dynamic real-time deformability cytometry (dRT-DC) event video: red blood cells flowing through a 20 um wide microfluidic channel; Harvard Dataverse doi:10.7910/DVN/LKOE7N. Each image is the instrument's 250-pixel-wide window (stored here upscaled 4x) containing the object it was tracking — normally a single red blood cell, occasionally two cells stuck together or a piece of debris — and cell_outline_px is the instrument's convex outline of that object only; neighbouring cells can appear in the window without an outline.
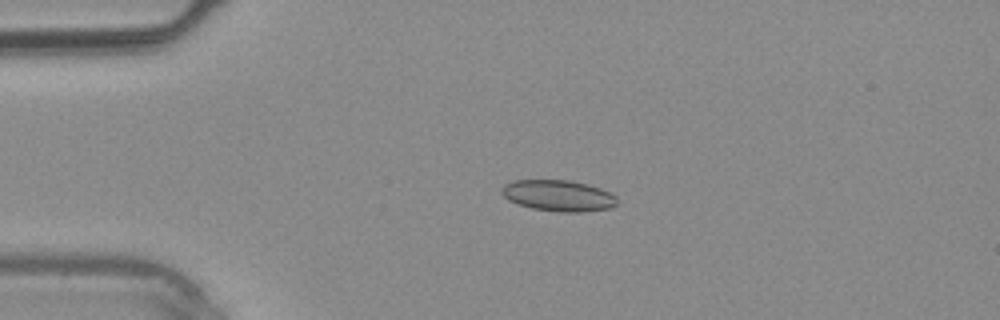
{"species": "common noctule bat (a hibernating species)", "species_latin": "Nyctalus noctula", "temperature_condition": "warm", "stored_images_in_passage": 2, "camera_frame_rate_fps": 3000, "um_per_image_px": 0.085, "animal": {"sex": "male", "body_mass_g": 20.4}, "frame": {"image": 1, "passage_image": 1, "time_ms": 0.0, "image_size_px": [1000, 320], "cell_outline_px": [[616, 204], [612, 208], [580, 212], [560, 212], [532, 208], [508, 200], [500, 192], [500, 188], [504, 184], [512, 180], [572, 180], [588, 184], [600, 188], [616, 196]], "centroid_in_image_um": [47.44, 16.62], "position_along_channel_um": 37.6, "area_um2": 21.04}}